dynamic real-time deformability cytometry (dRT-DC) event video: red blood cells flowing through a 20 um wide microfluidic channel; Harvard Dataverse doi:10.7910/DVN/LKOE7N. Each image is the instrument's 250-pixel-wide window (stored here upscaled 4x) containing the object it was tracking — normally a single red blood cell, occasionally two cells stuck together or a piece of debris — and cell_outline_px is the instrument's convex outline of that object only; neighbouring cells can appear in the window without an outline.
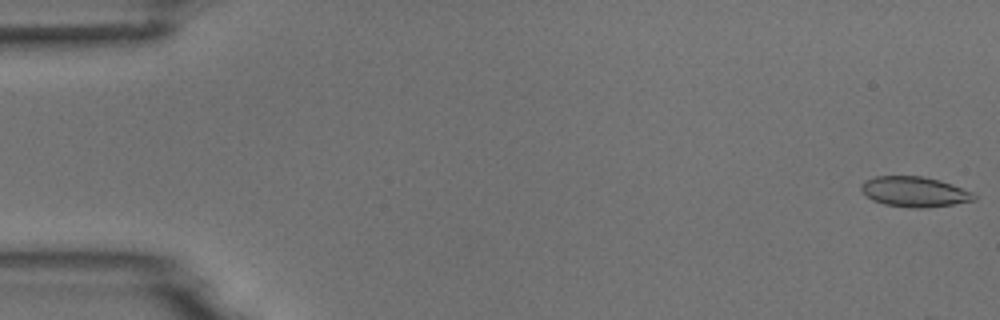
{"species": "common noctule bat (a hibernating species)", "species_latin": "Nyctalus noctula", "temperature_condition": "room temperature", "stored_images_in_passage": 7, "camera_frame_rate_fps": 3000, "um_per_image_px": 0.085, "animal": {"sex": "male", "body_mass_g": 18.8}, "frame": {"image": 1, "passage_image": 1, "time_ms": 0.0, "image_size_px": [1000, 320], "cell_outline_px": [[976, 200], [952, 204], [924, 208], [912, 208], [884, 204], [872, 200], [860, 188], [860, 184], [864, 180], [876, 176], [920, 176], [940, 180], [952, 184], [972, 192], [976, 196]], "centroid_in_image_um": [77.72, 16.29], "position_along_channel_um": 7.3, "area_um2": 19.83}}